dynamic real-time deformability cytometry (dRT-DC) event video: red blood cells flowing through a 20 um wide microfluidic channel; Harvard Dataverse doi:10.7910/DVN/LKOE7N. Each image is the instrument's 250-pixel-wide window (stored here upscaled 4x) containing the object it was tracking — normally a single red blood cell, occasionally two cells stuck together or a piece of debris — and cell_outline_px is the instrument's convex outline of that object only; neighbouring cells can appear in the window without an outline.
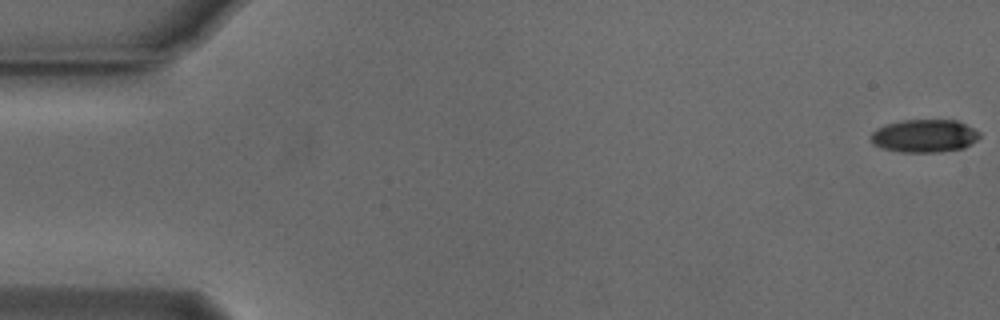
{"species": "Egyptian fruit bat (a non-hibernating species)", "species_latin": "Rousettus aegyptiacus", "temperature_condition": "cold", "stored_images_in_passage": 55, "camera_frame_rate_fps": 3000, "um_per_image_px": 0.085, "animal": {"sex": "male"}, "frame": {"image": 1, "passage_image": 1, "time_ms": 0.0, "image_size_px": [1000, 320], "cell_outline_px": [[980, 136], [976, 140], [964, 148], [940, 152], [900, 152], [884, 148], [872, 144], [872, 132], [876, 128], [884, 124], [900, 120], [956, 120], [980, 132]], "centroid_in_image_um": [78.56, 11.55], "position_along_channel_um": 6.4, "area_um2": 20.87}}
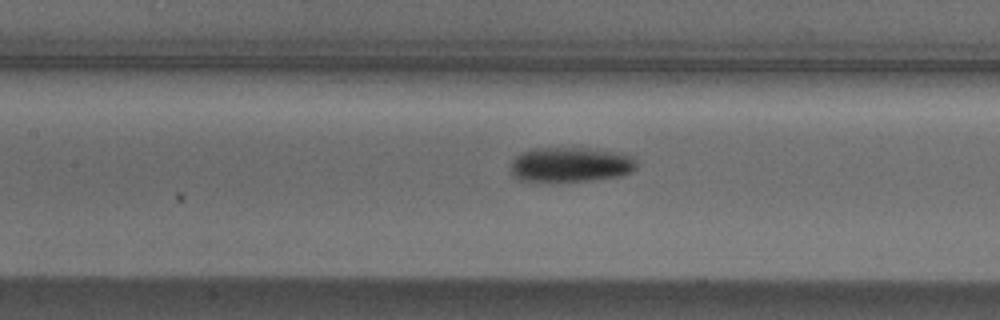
{"frame": {"image": 2, "passage_image": 25, "time_ms": 8.0, "image_size_px": [1000, 320], "cell_outline_px": [[636, 168], [632, 172], [620, 176], [588, 180], [520, 180], [512, 176], [512, 160], [520, 152], [532, 148], [588, 148], [636, 156]], "centroid_in_image_um": [48.51, 13.97], "position_along_channel_um": 158.9, "area_um2": 25.26}}
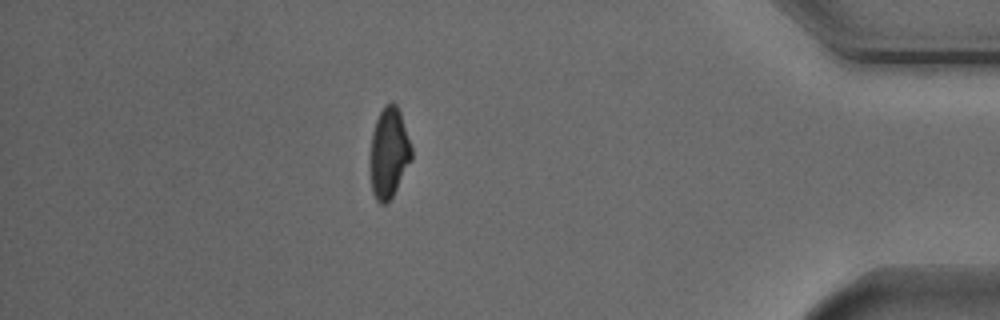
{"frame": {"image": 3, "passage_image": 48, "time_ms": 15.667, "image_size_px": [1000, 320], "cell_outline_px": [[412, 160], [392, 196], [384, 204], [380, 204], [376, 200], [372, 192], [368, 168], [368, 156], [372, 132], [376, 120], [384, 104], [392, 100], [396, 104], [400, 112], [412, 148]], "centroid_in_image_um": [33.01, 12.99], "position_along_channel_um": 402.2, "area_um2": 22.37}, "authors_computed_cell_mechanics": {"area_um2": 23.0622, "velocity_mm_per_s": 3.7731, "shape_relaxation_time_tau1_ms": 3.5577, "shape_relaxation_time_tau2_ms": 11.1656, "deformation_change_tau1": 0.1361, "deformation_change_tau2": 0.1733}}